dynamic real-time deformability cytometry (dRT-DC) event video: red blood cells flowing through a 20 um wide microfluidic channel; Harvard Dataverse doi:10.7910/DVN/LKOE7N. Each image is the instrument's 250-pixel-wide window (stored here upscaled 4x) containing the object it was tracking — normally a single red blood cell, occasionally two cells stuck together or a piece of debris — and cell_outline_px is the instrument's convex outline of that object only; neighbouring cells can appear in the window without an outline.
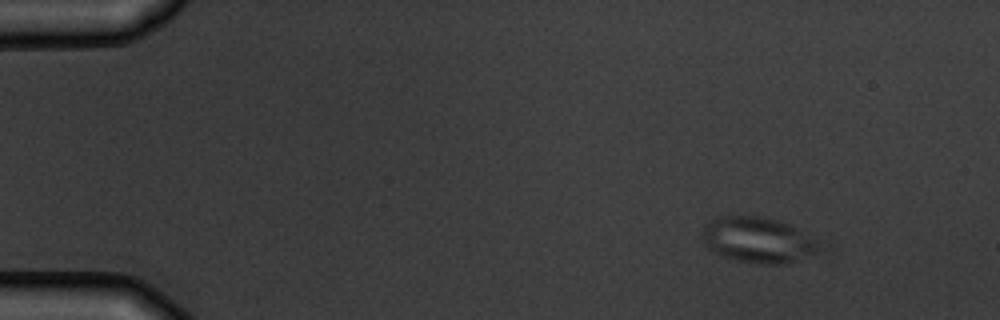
{"species": "common noctule bat (a hibernating species)", "species_latin": "Nyctalus noctula", "temperature_condition": "warm", "stored_images_in_passage": 5, "camera_frame_rate_fps": 3000, "um_per_image_px": 0.085, "animal": {"sex": "male", "body_mass_g": 19.5, "forearm_length_mm": 54.6}, "frame": {"image": 1, "passage_image": 1, "time_ms": 0.0, "image_size_px": [1000, 320], "cell_outline_px": [[816, 252], [796, 260], [784, 264], [760, 264], [736, 260], [720, 256], [708, 248], [704, 244], [704, 224], [720, 216], [756, 216], [780, 220], [796, 228], [816, 240]], "centroid_in_image_um": [64.36, 20.4], "position_along_channel_um": 20.6, "area_um2": 30.58}}